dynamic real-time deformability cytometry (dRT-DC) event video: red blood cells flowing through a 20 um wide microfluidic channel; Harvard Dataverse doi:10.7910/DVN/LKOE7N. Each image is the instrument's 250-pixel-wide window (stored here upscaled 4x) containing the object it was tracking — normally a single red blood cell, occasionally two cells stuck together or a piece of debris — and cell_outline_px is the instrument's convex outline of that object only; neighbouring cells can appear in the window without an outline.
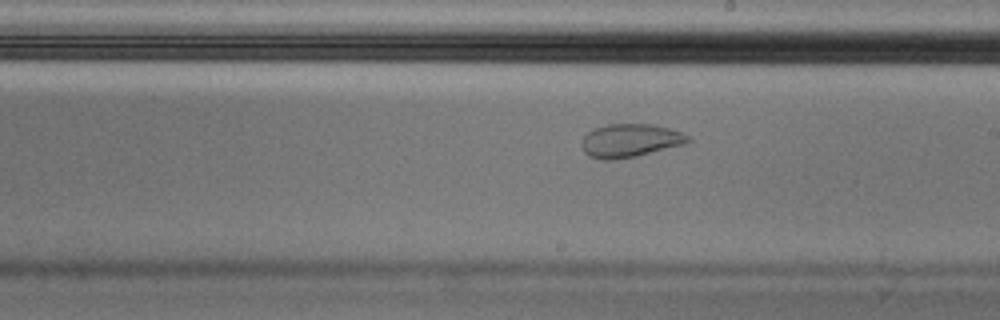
{"species": "Egyptian fruit bat (a non-hibernating species)", "species_latin": "Rousettus aegyptiacus", "temperature_condition": "cold", "stored_images_in_passage": 57, "camera_frame_rate_fps": 3000, "um_per_image_px": 0.085, "animal": {"sex": "male"}, "frame": {"image": 1, "passage_image": 33, "time_ms": 10.667, "image_size_px": [1000, 320], "cell_outline_px": [[692, 140], [684, 144], [636, 156], [612, 160], [604, 160], [588, 156], [584, 152], [580, 144], [580, 140], [592, 128], [608, 124], [652, 124], [668, 128], [680, 132], [688, 136]], "centroid_in_image_um": [53.5, 11.94], "position_along_channel_um": 235.5, "area_um2": 20.69}}